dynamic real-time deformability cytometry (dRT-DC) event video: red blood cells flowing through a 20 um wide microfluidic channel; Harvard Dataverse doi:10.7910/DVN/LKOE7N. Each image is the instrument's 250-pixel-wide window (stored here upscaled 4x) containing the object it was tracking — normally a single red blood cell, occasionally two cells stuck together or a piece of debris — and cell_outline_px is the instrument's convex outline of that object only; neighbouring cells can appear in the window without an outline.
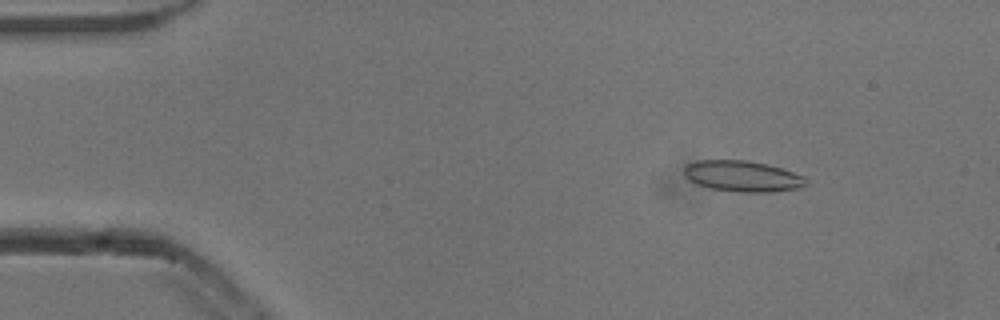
{"species": "common noctule bat (a hibernating species)", "species_latin": "Nyctalus noctula", "temperature_condition": "cold", "stored_images_in_passage": 53, "camera_frame_rate_fps": 3000, "um_per_image_px": 0.085, "animal": {"sex": "male", "body_mass_g": 13.3}, "frame": {"image": 1, "passage_image": 7, "time_ms": 2.0, "image_size_px": [1000, 320], "cell_outline_px": [[808, 184], [800, 188], [772, 192], [740, 192], [712, 188], [696, 184], [688, 180], [684, 176], [684, 168], [688, 164], [696, 160], [748, 160], [768, 164], [804, 176], [808, 180]], "centroid_in_image_um": [63.12, 14.97], "position_along_channel_um": 21.9, "area_um2": 22.14}}
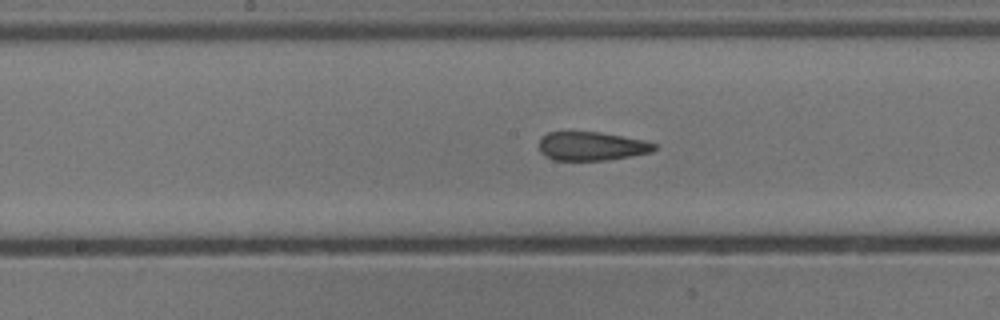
{"frame": {"image": 2, "passage_image": 27, "time_ms": 8.667, "image_size_px": [1000, 320], "cell_outline_px": [[656, 148], [652, 152], [632, 156], [608, 160], [552, 160], [544, 156], [540, 152], [540, 136], [548, 132], [600, 132], [644, 140], [656, 144]], "centroid_in_image_um": [50.27, 12.43], "position_along_channel_um": 197.9, "area_um2": 19.42}}
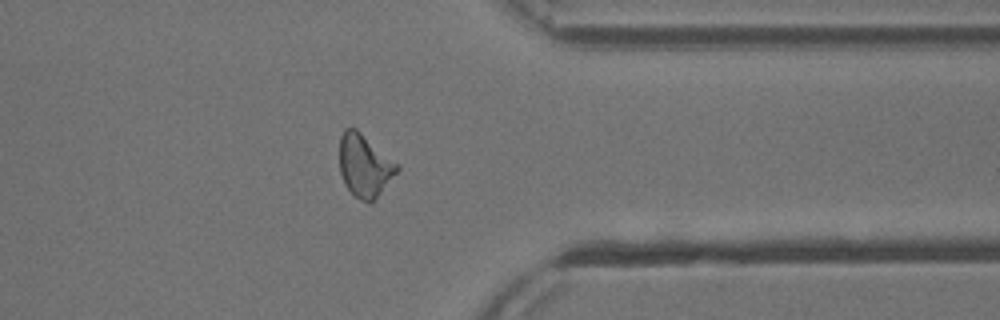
{"frame": {"image": 3, "passage_image": 42, "time_ms": 13.667, "image_size_px": [1000, 320], "cell_outline_px": [[400, 168], [372, 204], [368, 204], [360, 200], [344, 184], [340, 172], [340, 136], [344, 128], [356, 128], [400, 164]], "centroid_in_image_um": [31.01, 14.08], "position_along_channel_um": 380.4, "area_um2": 21.21}, "authors_computed_cell_mechanics": {"area_um2": 20.808, "velocity_mm_per_s": 3.834, "shape_relaxation_time_tau1_ms": null, "shape_relaxation_time_tau2_ms": 2.8309, "deformation_change_tau1": null, "deformation_change_tau2": 0.1016}}